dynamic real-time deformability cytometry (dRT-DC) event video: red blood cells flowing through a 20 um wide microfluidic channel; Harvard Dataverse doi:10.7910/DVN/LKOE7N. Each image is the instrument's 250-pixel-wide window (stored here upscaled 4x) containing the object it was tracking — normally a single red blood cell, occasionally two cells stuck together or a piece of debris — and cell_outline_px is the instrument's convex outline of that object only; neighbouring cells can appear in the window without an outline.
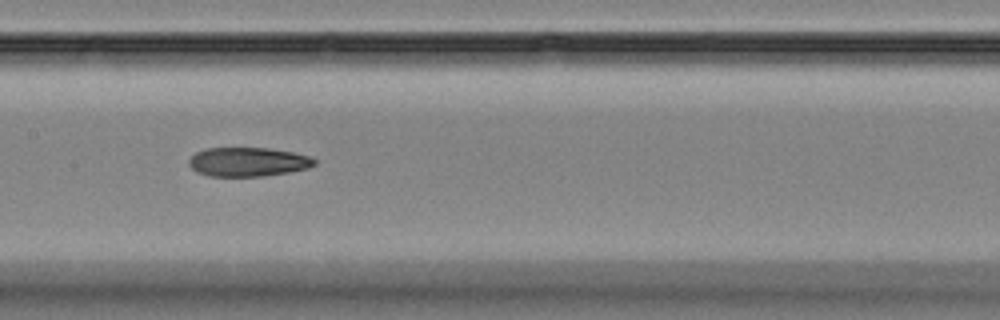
{"species": "Egyptian fruit bat (a non-hibernating species)", "species_latin": "Rousettus aegyptiacus", "temperature_condition": "room temperature", "stored_images_in_passage": 10, "camera_frame_rate_fps": 3000, "um_per_image_px": 0.085, "animal": {"sex": "female"}, "frame": {"image": 1, "passage_image": 7, "time_ms": 8.333, "image_size_px": [1000, 320], "cell_outline_px": [[316, 164], [308, 168], [288, 172], [264, 176], [208, 176], [196, 172], [188, 164], [188, 160], [196, 152], [204, 148], [268, 148], [292, 152], [308, 156], [316, 160]], "centroid_in_image_um": [21.04, 13.76], "position_along_channel_um": 186.4, "area_um2": 21.27}}
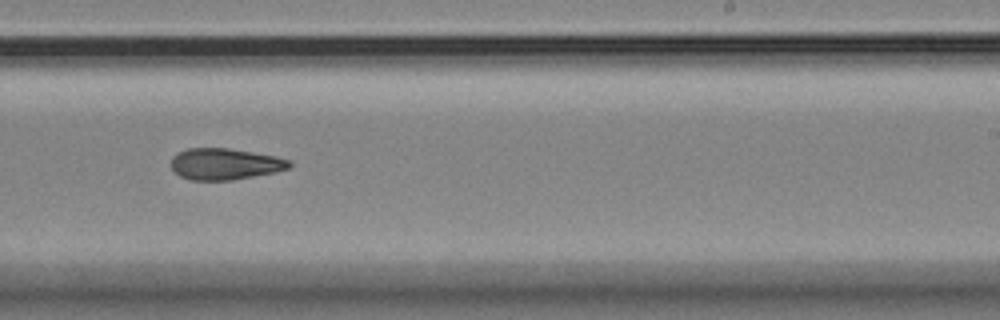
{"frame": {"image": 2, "passage_image": 9, "time_ms": 10.667, "image_size_px": [1000, 320], "cell_outline_px": [[292, 164], [288, 168], [276, 172], [232, 180], [188, 180], [180, 176], [172, 168], [172, 156], [188, 148], [228, 148], [276, 156], [288, 160]], "centroid_in_image_um": [19.11, 13.94], "position_along_channel_um": 269.9, "area_um2": 21.5}}
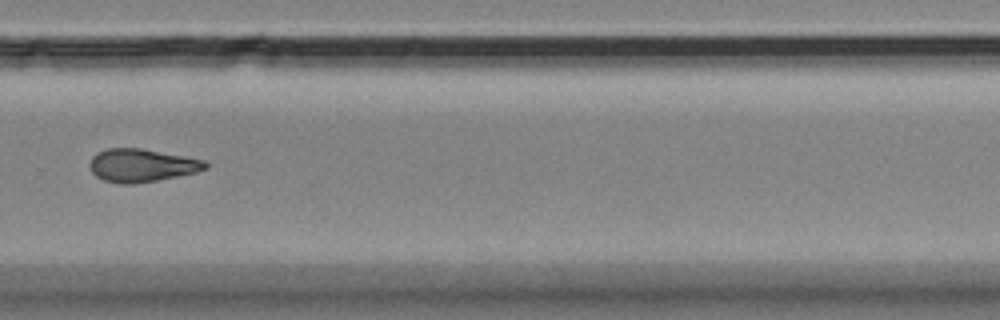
{"frame": {"image": 3, "passage_image": 10, "time_ms": 12.0, "image_size_px": [1000, 320], "cell_outline_px": [[208, 168], [196, 172], [156, 180], [132, 184], [120, 184], [104, 180], [96, 176], [92, 172], [88, 164], [92, 156], [96, 152], [108, 148], [140, 148], [184, 156], [204, 160], [208, 164]], "centroid_in_image_um": [12.0, 14.05], "position_along_channel_um": 317.8, "area_um2": 22.2}}